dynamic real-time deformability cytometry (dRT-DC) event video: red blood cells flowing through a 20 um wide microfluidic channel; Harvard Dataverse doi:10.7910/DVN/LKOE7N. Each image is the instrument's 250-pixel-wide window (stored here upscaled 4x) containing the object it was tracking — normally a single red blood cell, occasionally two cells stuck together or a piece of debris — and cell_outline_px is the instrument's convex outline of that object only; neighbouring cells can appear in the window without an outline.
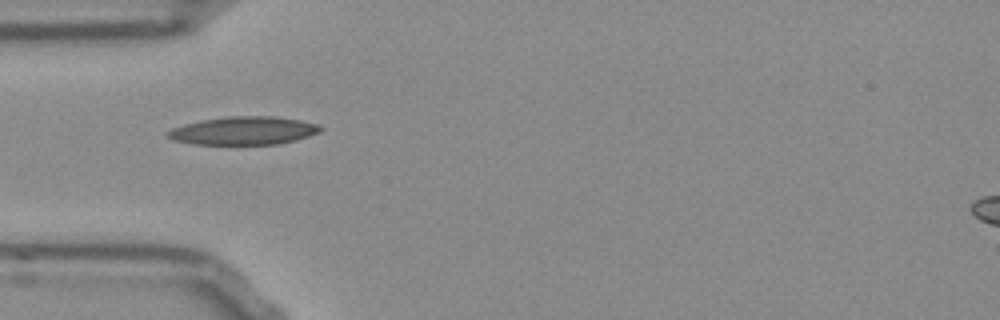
{"species": "Egyptian fruit bat (a non-hibernating species)", "species_latin": "Rousettus aegyptiacus", "temperature_condition": "room temperature", "stored_images_in_passage": 32, "camera_frame_rate_fps": 3000, "um_per_image_px": 0.085, "frame": {"image": 1, "passage_image": 1, "time_ms": 0.0, "image_size_px": [1000, 320], "cell_outline_px": [[324, 128], [320, 132], [296, 140], [276, 144], [192, 144], [176, 140], [164, 136], [164, 132], [172, 128], [184, 124], [200, 120], [228, 116], [276, 116], [300, 120], [320, 124]], "centroid_in_image_um": [20.7, 11.1], "position_along_channel_um": 64.3, "area_um2": 25.26}}
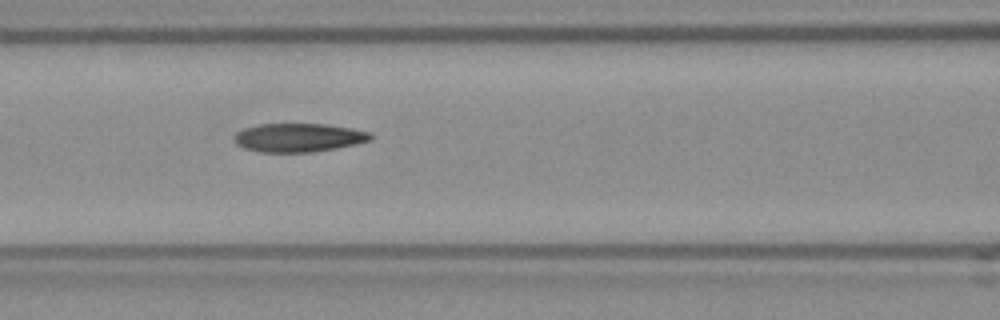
{"frame": {"image": 2, "passage_image": 7, "time_ms": 2.0, "image_size_px": [1000, 320], "cell_outline_px": [[372, 140], [356, 144], [336, 148], [312, 152], [260, 152], [244, 148], [236, 144], [232, 140], [232, 136], [236, 132], [244, 128], [260, 124], [324, 124], [352, 128], [372, 132]], "centroid_in_image_um": [25.36, 11.69], "position_along_channel_um": 141.2, "area_um2": 22.95}}
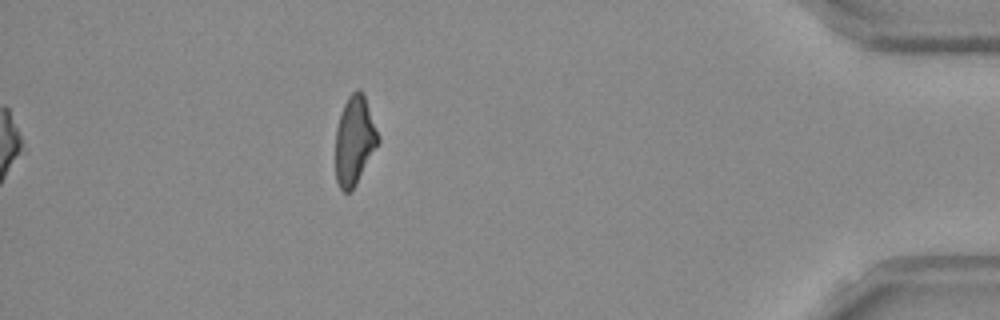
{"frame": {"image": 3, "passage_image": 32, "time_ms": 10.333, "image_size_px": [1000, 320], "cell_outline_px": [[380, 140], [356, 184], [348, 192], [344, 192], [340, 188], [336, 180], [336, 128], [340, 112], [348, 96], [356, 88], [360, 88], [364, 92], [380, 136]], "centroid_in_image_um": [30.14, 11.87], "position_along_channel_um": 405.1, "area_um2": 22.2}, "authors_computed_cell_mechanics": {"area_um2": 22.8599, "velocity_mm_per_s": 3.8095, "shape_relaxation_time_tau1_ms": null, "shape_relaxation_time_tau2_ms": 6.6473, "deformation_change_tau1": null, "deformation_change_tau2": 0.1701}}